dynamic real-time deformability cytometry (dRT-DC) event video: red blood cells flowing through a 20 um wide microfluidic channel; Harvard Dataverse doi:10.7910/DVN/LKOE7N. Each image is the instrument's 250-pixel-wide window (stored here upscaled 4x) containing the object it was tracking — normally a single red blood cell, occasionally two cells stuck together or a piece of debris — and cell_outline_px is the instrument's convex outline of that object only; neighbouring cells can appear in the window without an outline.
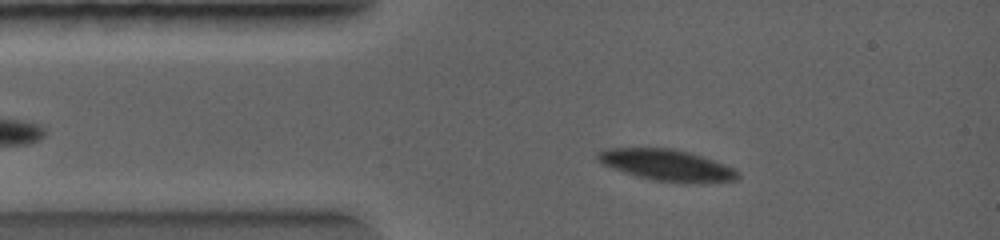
{"species": "common noctule bat (a hibernating species)", "species_latin": "Nyctalus noctula", "temperature_condition": "warm", "stored_images_in_passage": 8, "camera_frame_rate_fps": 5000, "um_per_image_px": 0.085, "animal": {"sex": "female", "body_mass_g": 19.0, "forearm_length_mm": 56.7}, "frame": {"image": 1, "passage_image": 4, "time_ms": 1.0, "image_size_px": [1000, 240], "cell_outline_px": [[740, 176], [732, 180], [652, 180], [624, 172], [604, 164], [596, 156], [596, 152], [608, 148], [676, 148], [704, 156], [724, 164], [732, 168]], "centroid_in_image_um": [56.59, 13.96], "position_along_channel_um": 28.4, "area_um2": 24.33}}
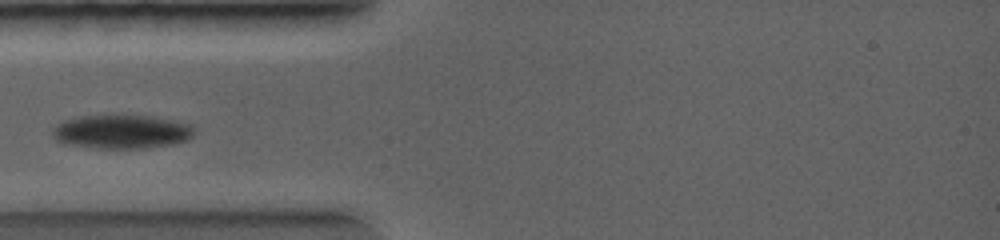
{"frame": {"image": 2, "passage_image": 7, "time_ms": 2.2, "image_size_px": [1000, 240], "cell_outline_px": [[192, 136], [188, 140], [172, 144], [144, 148], [96, 148], [64, 144], [56, 140], [52, 132], [56, 124], [64, 120], [80, 116], [156, 116], [188, 124], [192, 128]], "centroid_in_image_um": [10.3, 11.2], "position_along_channel_um": 74.7, "area_um2": 27.69}}